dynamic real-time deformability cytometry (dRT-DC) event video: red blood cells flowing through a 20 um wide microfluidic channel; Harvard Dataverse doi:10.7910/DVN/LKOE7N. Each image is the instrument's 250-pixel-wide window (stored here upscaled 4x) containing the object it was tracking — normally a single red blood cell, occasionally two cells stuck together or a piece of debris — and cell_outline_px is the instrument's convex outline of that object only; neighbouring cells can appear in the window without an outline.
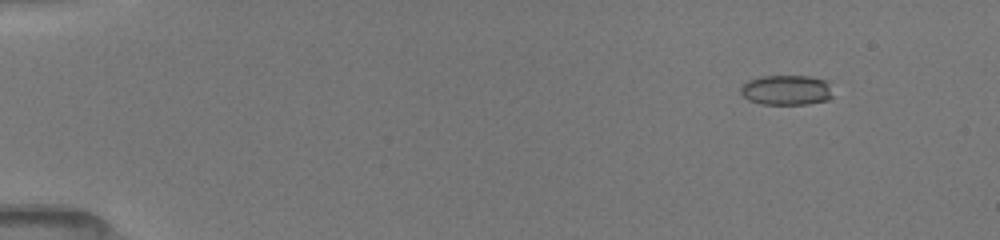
{"species": "common noctule bat (a hibernating species)", "species_latin": "Nyctalus noctula", "temperature_condition": "room temperature", "stored_images_in_passage": 32, "camera_frame_rate_fps": 3000, "um_per_image_px": 0.085, "animal": {"sex": "female", "body_mass_g": 19.5, "forearm_length_mm": 54.1}, "frame": {"image": 1, "passage_image": 1, "time_ms": 0.0, "image_size_px": [1000, 240], "cell_outline_px": [[832, 96], [828, 100], [808, 104], [760, 104], [748, 100], [740, 92], [740, 88], [748, 80], [760, 76], [812, 76], [828, 80]], "centroid_in_image_um": [66.86, 7.65], "position_along_channel_um": 18.1, "area_um2": 16.3}}
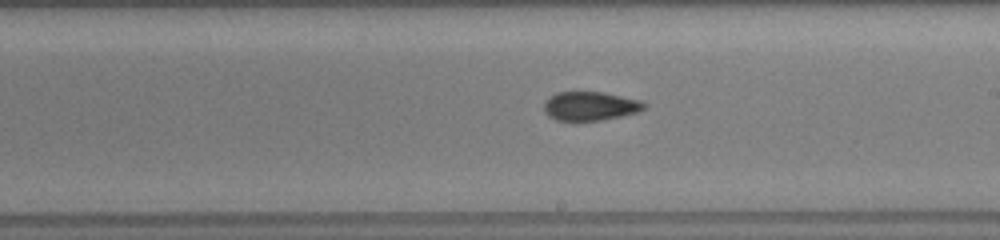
{"frame": {"image": 2, "passage_image": 19, "time_ms": 6.0, "image_size_px": [1000, 240], "cell_outline_px": [[648, 104], [644, 108], [636, 112], [620, 116], [600, 120], [576, 124], [556, 120], [548, 116], [544, 112], [544, 100], [556, 92], [604, 92], [640, 100]], "centroid_in_image_um": [50.09, 9.05], "position_along_channel_um": 238.9, "area_um2": 17.46}}
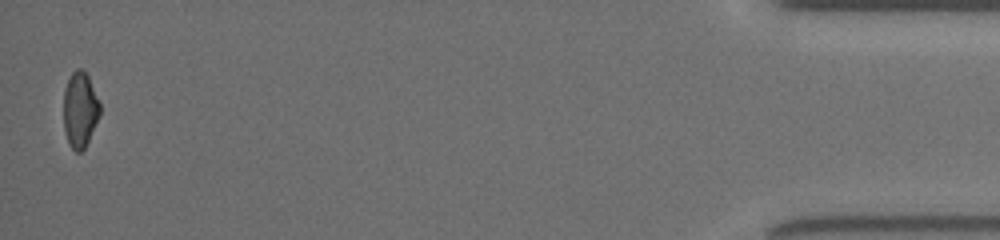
{"frame": {"image": 3, "passage_image": 32, "time_ms": 10.333, "image_size_px": [1000, 240], "cell_outline_px": [[100, 116], [84, 148], [80, 152], [76, 152], [68, 144], [64, 132], [64, 88], [72, 72], [76, 68], [80, 68], [88, 76], [100, 104]], "centroid_in_image_um": [6.79, 9.34], "position_along_channel_um": 428.4, "area_um2": 15.95}, "authors_computed_cell_mechanics": {"area_um2": 16.9643, "velocity_mm_per_s": 4.0678, "shape_relaxation_time_tau1_ms": 1.9049, "shape_relaxation_time_tau2_ms": 1.8687, "deformation_change_tau1": 0.1, "deformation_change_tau2": 0.0859}}